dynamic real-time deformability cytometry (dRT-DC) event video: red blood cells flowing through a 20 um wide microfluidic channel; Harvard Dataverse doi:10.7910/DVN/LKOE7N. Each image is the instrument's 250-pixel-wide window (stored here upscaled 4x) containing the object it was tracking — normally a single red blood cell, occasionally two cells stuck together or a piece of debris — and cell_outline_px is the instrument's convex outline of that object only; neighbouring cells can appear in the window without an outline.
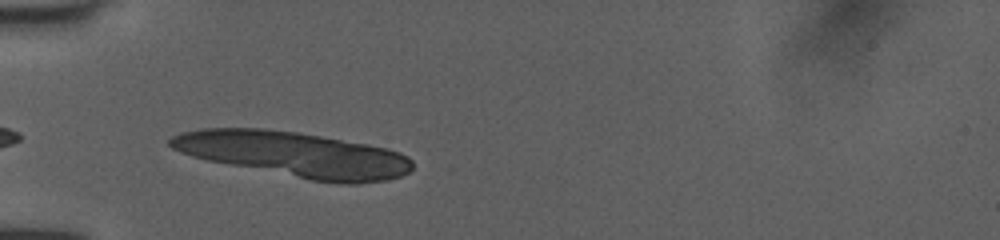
{"species": "human", "species_latin": "Homo sapiens", "temperature_condition": "room temperature", "stored_images_in_passage": 35, "segment_of_instrument_passage": [1, 2], "camera_frame_rate_fps": 3000, "um_per_image_px": 0.085, "donor": {"sex": "female"}, "frame": {"image": 1, "passage_image": 1, "time_ms": 0.0, "image_size_px": [1000, 240], "cell_outline_px": [[412, 168], [408, 172], [400, 176], [388, 180], [356, 184], [340, 184], [312, 180], [208, 160], [192, 156], [180, 152], [172, 148], [168, 144], [168, 140], [172, 136], [180, 132], [200, 128], [264, 128], [296, 132], [368, 144], [388, 148], [400, 152], [408, 156], [412, 160]], "centroid_in_image_um": [25.01, 13.11], "position_along_channel_um": 60.0, "area_um2": 63.7}}